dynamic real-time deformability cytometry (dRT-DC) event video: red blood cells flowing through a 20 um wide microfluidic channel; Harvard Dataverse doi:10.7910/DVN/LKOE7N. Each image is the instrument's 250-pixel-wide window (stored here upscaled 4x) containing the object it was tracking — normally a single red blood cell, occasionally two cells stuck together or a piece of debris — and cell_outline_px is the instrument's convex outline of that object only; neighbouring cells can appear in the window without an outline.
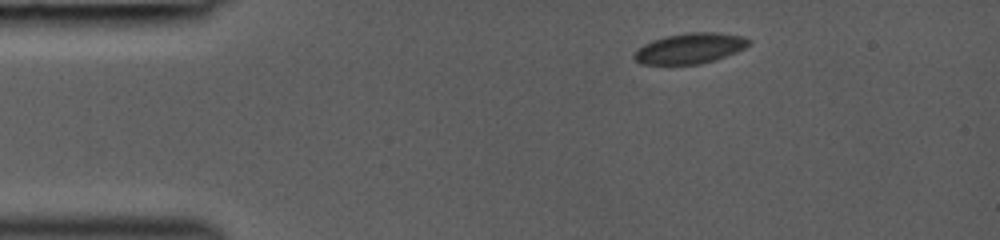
{"species": "common noctule bat (a hibernating species)", "species_latin": "Nyctalus noctula", "temperature_condition": "room temperature", "stored_images_in_passage": 20, "camera_frame_rate_fps": 3000, "um_per_image_px": 0.085, "animal": {"sex": "female", "body_mass_g": 19.0, "forearm_length_mm": 53.3}, "frame": {"image": 1, "passage_image": 1, "time_ms": 0.0, "image_size_px": [1000, 240], "cell_outline_px": [[752, 44], [736, 52], [716, 60], [700, 64], [640, 64], [632, 56], [644, 44], [652, 40], [664, 36], [688, 32], [716, 32], [744, 36], [752, 40]], "centroid_in_image_um": [58.69, 4.1], "position_along_channel_um": 26.3, "area_um2": 20.52}}
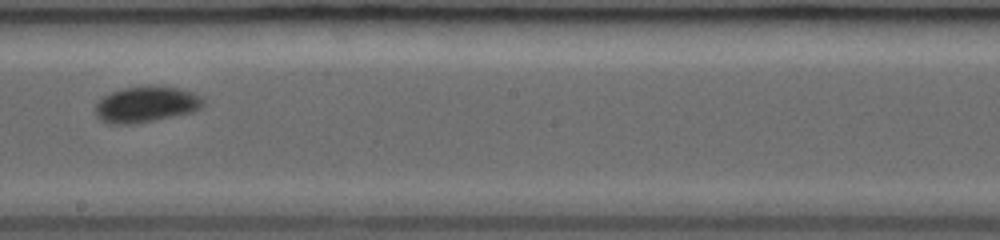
{"frame": {"image": 2, "passage_image": 12, "time_ms": 6.333, "image_size_px": [1000, 240], "cell_outline_px": [[204, 104], [200, 108], [192, 112], [136, 124], [108, 124], [100, 120], [96, 116], [96, 104], [104, 96], [112, 92], [124, 88], [148, 84], [152, 84], [180, 88], [192, 92], [200, 96], [204, 100]], "centroid_in_image_um": [12.42, 8.86], "position_along_channel_um": 235.8, "area_um2": 22.89}}
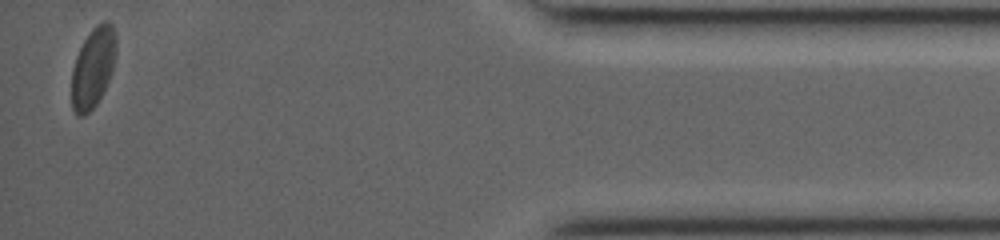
{"frame": {"image": 3, "passage_image": 20, "time_ms": 12.0, "image_size_px": [1000, 240], "cell_outline_px": [[116, 56], [108, 80], [96, 104], [84, 116], [76, 116], [72, 108], [72, 68], [76, 56], [84, 40], [92, 28], [96, 24], [104, 20], [108, 20], [112, 24], [116, 32]], "centroid_in_image_um": [7.91, 5.7], "position_along_channel_um": 427.3, "area_um2": 20.81}}